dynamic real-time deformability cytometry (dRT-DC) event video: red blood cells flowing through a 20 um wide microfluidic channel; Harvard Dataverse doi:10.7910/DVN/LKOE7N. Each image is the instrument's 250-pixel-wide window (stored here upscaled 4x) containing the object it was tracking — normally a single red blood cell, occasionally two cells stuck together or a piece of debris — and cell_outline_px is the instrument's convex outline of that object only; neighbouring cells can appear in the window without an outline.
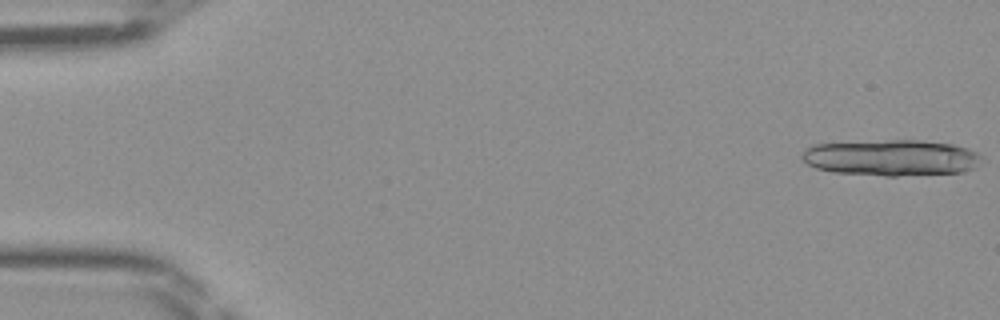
{"species": "Egyptian fruit bat (a non-hibernating species)", "species_latin": "Rousettus aegyptiacus", "temperature_condition": "room temperature", "stored_images_in_passage": 23, "camera_frame_rate_fps": 3000, "um_per_image_px": 0.085, "frame": {"image": 1, "passage_image": 1, "time_ms": 0.0, "image_size_px": [1000, 320], "cell_outline_px": [[980, 156], [976, 168], [964, 172], [896, 176], [884, 176], [832, 172], [816, 168], [808, 164], [800, 156], [800, 152], [804, 148], [812, 144], [892, 140], [924, 140], [952, 144], [968, 148], [976, 152]], "centroid_in_image_um": [75.73, 13.41], "position_along_channel_um": 9.3, "area_um2": 38.09}}
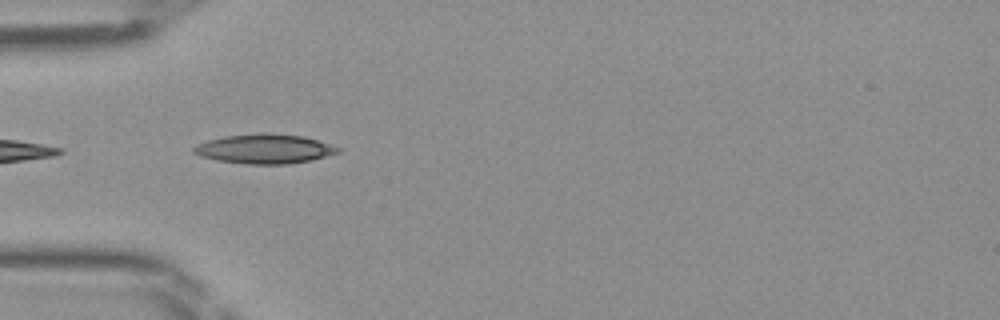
{"frame": {"image": 2, "passage_image": 15, "time_ms": 4.667, "image_size_px": [1000, 320], "cell_outline_px": [[340, 152], [312, 160], [288, 164], [244, 164], [216, 160], [200, 156], [192, 152], [192, 148], [196, 144], [208, 140], [224, 136], [304, 136], [340, 148]], "centroid_in_image_um": [22.44, 12.71], "position_along_channel_um": 62.6, "area_um2": 23.7}}